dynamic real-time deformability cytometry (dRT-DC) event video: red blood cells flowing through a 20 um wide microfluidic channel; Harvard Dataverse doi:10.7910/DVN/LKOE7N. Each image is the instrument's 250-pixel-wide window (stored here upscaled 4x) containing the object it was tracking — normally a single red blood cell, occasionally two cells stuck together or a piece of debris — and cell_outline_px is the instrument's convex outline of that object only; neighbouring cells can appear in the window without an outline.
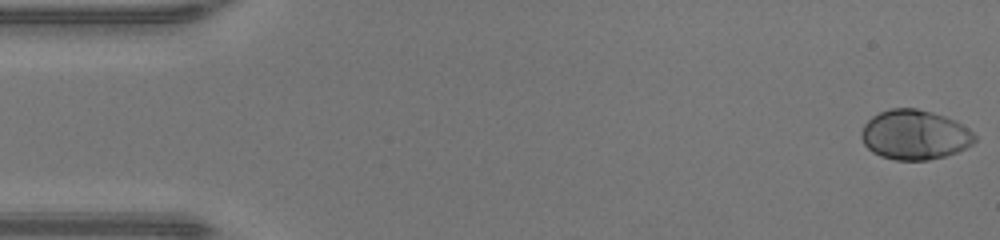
{"species": "human", "species_latin": "Homo sapiens", "temperature_condition": "warm", "stored_images_in_passage": 47, "camera_frame_rate_fps": 3000, "um_per_image_px": 0.085, "donor": {"sex": "male"}, "frame": {"image": 1, "passage_image": 1, "time_ms": 0.0, "image_size_px": [1000, 240], "cell_outline_px": [[976, 140], [972, 144], [956, 152], [944, 156], [928, 160], [896, 160], [880, 156], [872, 152], [864, 144], [860, 136], [860, 132], [864, 124], [872, 116], [880, 112], [892, 108], [916, 108], [932, 112], [956, 120], [968, 128], [976, 136]], "centroid_in_image_um": [77.73, 11.45], "position_along_channel_um": 7.3, "area_um2": 32.89}}
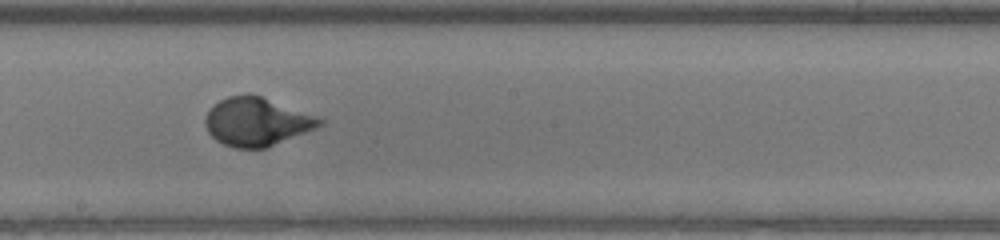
{"frame": {"image": 2, "passage_image": 26, "time_ms": 8.333, "image_size_px": [1000, 240], "cell_outline_px": [[324, 124], [316, 128], [264, 148], [232, 148], [216, 140], [208, 132], [204, 124], [204, 120], [208, 112], [220, 100], [228, 96], [248, 92], [260, 96], [316, 116], [324, 120]], "centroid_in_image_um": [21.79, 10.34], "position_along_channel_um": 226.4, "area_um2": 31.91}}
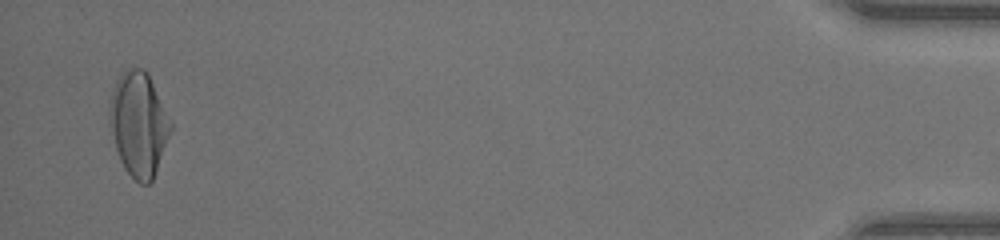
{"frame": {"image": 3, "passage_image": 46, "time_ms": 15.0, "image_size_px": [1000, 240], "cell_outline_px": [[172, 128], [152, 180], [148, 184], [140, 184], [124, 168], [120, 160], [108, 124], [108, 104], [112, 88], [116, 80], [124, 68], [144, 68], [148, 72], [172, 124]], "centroid_in_image_um": [11.74, 10.49], "position_along_channel_um": 423.5, "area_um2": 37.22}, "authors_computed_cell_mechanics": {"area_um2": 32.1946, "velocity_mm_per_s": 4.3699, "shape_relaxation_time_tau1_ms": 3.1835, "shape_relaxation_time_tau2_ms": null, "deformation_change_tau1": 0.212, "deformation_change_tau2": null}}